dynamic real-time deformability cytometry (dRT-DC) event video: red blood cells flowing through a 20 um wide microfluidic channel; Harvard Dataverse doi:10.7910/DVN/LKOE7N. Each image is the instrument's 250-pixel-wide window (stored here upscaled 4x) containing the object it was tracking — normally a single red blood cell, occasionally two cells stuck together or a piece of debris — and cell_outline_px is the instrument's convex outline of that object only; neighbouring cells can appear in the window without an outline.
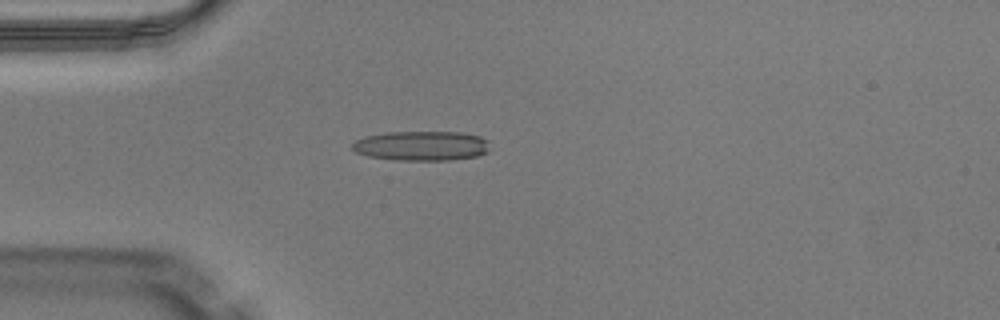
{"species": "Egyptian fruit bat (a non-hibernating species)", "species_latin": "Rousettus aegyptiacus", "temperature_condition": "warm", "stored_images_in_passage": 36, "camera_frame_rate_fps": 3000, "um_per_image_px": 0.085, "animal": {"sex": "male"}, "frame": {"image": 1, "passage_image": 1, "time_ms": 0.0, "image_size_px": [1000, 320], "cell_outline_px": [[488, 152], [476, 156], [448, 160], [396, 160], [368, 156], [356, 152], [352, 148], [352, 144], [356, 140], [364, 136], [384, 132], [460, 132], [480, 136], [488, 140]], "centroid_in_image_um": [35.81, 12.39], "position_along_channel_um": 49.2, "area_um2": 23.81}}
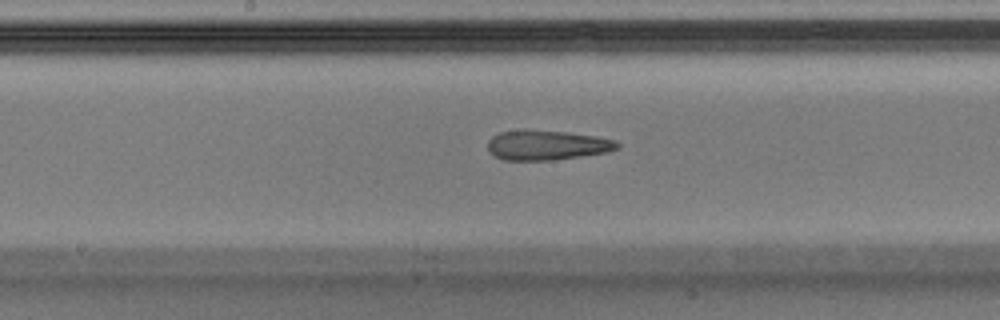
{"frame": {"image": 2, "passage_image": 13, "time_ms": 4.0, "image_size_px": [1000, 320], "cell_outline_px": [[620, 148], [608, 152], [552, 160], [504, 160], [488, 152], [488, 140], [492, 136], [500, 132], [520, 128], [524, 128], [568, 132], [596, 136], [616, 140], [620, 144]], "centroid_in_image_um": [46.47, 12.31], "position_along_channel_um": 201.7, "area_um2": 22.95}}
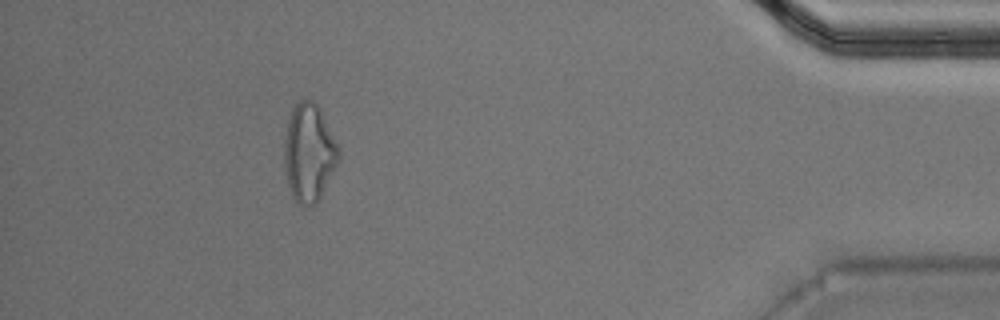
{"frame": {"image": 3, "passage_image": 32, "time_ms": 10.333, "image_size_px": [1000, 320], "cell_outline_px": [[340, 160], [316, 204], [300, 208], [292, 196], [288, 184], [284, 164], [284, 136], [288, 120], [292, 108], [296, 100], [312, 100], [316, 104], [340, 148]], "centroid_in_image_um": [26.25, 13.01], "position_along_channel_um": 408.9, "area_um2": 31.21}, "authors_computed_cell_mechanics": {"area_um2": 23.5535, "velocity_mm_per_s": 4.1043, "shape_relaxation_time_tau1_ms": null, "shape_relaxation_time_tau2_ms": 2.3096, "deformation_change_tau1": null, "deformation_change_tau2": 0.1506}}